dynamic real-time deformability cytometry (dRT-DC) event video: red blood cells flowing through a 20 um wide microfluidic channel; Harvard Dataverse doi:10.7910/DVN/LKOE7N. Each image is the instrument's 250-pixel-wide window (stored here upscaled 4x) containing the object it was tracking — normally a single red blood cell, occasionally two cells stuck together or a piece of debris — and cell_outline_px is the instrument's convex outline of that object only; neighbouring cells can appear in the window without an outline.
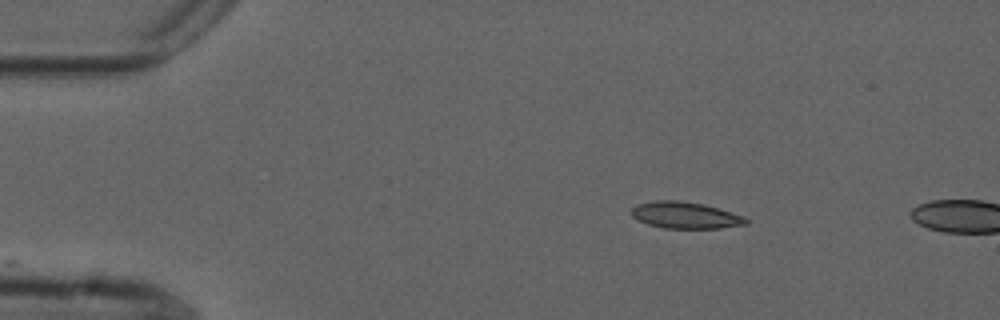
{"species": "common noctule bat (a hibernating species)", "species_latin": "Nyctalus noctula", "temperature_condition": "cold", "stored_images_in_passage": 4, "camera_frame_rate_fps": 3000, "um_per_image_px": 0.085, "animal": {"sex": "male", "forearm_length_mm": 52.5}, "frame": {"image": 1, "passage_image": 1, "time_ms": 0.0, "image_size_px": [1000, 320], "cell_outline_px": [[748, 224], [720, 228], [664, 228], [648, 224], [632, 216], [632, 208], [636, 204], [656, 200], [676, 200], [704, 204], [744, 216], [748, 220]], "centroid_in_image_um": [58.26, 18.29], "position_along_channel_um": 26.7, "area_um2": 17.63}}